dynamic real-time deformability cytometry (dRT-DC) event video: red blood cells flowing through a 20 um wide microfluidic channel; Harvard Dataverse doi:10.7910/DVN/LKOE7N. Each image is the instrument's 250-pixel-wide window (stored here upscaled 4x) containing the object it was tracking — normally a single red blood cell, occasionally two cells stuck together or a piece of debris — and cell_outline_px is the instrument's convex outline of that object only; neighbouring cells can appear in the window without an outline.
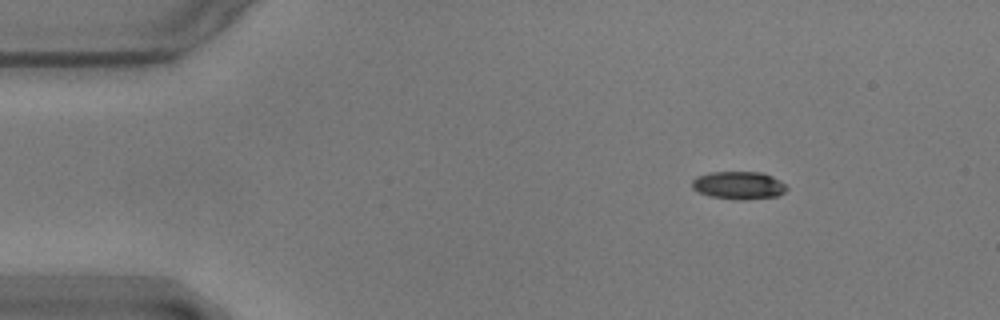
{"species": "common noctule bat (a hibernating species)", "species_latin": "Nyctalus noctula", "temperature_condition": "warm", "stored_images_in_passage": 10, "camera_frame_rate_fps": 3000, "um_per_image_px": 0.085, "animal": {"sex": "male", "body_mass_g": 17.9}, "frame": {"image": 1, "passage_image": 10, "time_ms": 3.0, "image_size_px": [1000, 320], "cell_outline_px": [[788, 188], [780, 196], [744, 200], [736, 200], [712, 196], [700, 192], [692, 188], [692, 180], [696, 176], [708, 172], [760, 172], [772, 176], [780, 180]], "centroid_in_image_um": [62.8, 15.75], "position_along_channel_um": 22.2, "area_um2": 15.43}}